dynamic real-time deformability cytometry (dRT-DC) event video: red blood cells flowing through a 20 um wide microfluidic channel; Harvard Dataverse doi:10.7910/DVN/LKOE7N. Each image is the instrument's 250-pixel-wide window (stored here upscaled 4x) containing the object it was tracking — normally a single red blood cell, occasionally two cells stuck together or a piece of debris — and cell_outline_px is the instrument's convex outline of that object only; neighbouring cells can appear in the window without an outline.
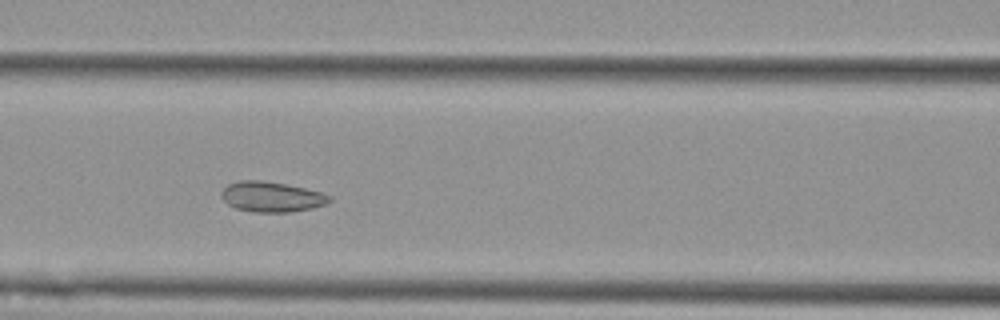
{"species": "Egyptian fruit bat (a non-hibernating species)", "species_latin": "Rousettus aegyptiacus", "temperature_condition": "cold", "stored_images_in_passage": 6, "camera_frame_rate_fps": 3000, "um_per_image_px": 0.085, "animal": {"sex": "female"}, "frame": {"image": 1, "passage_image": 5, "time_ms": 4.667, "image_size_px": [1000, 320], "cell_outline_px": [[332, 200], [324, 204], [312, 208], [288, 212], [256, 212], [236, 208], [228, 204], [220, 196], [220, 192], [228, 184], [240, 180], [264, 180], [324, 192], [332, 196]], "centroid_in_image_um": [23.09, 16.72], "position_along_channel_um": 143.5, "area_um2": 19.07}}